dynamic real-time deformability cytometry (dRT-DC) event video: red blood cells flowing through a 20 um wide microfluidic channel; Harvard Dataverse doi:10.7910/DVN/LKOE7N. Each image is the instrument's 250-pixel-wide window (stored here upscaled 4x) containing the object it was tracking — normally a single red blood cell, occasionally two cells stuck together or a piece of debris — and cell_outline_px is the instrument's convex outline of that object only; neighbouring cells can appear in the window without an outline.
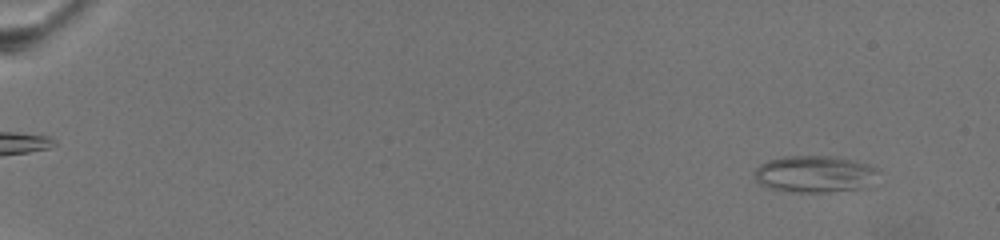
{"species": "common noctule bat (a hibernating species)", "species_latin": "Nyctalus noctula", "temperature_condition": "warm", "stored_images_in_passage": 71, "camera_frame_rate_fps": 3000, "um_per_image_px": 0.085, "animal": {"sex": "female", "body_mass_g": 19.5, "forearm_length_mm": 54.1}, "frame": {"image": 1, "passage_image": 6, "time_ms": 1.667, "image_size_px": [1000, 240], "cell_outline_px": [[880, 168], [868, 188], [824, 192], [796, 192], [768, 188], [760, 184], [756, 180], [756, 168], [760, 164], [768, 160], [784, 156], [828, 156], [856, 160]], "centroid_in_image_um": [69.29, 14.79], "position_along_channel_um": 15.7, "area_um2": 26.7}}
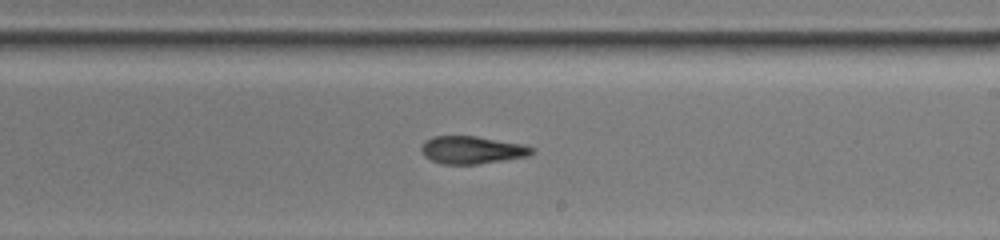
{"frame": {"image": 2, "passage_image": 46, "time_ms": 15.0, "image_size_px": [1000, 240], "cell_outline_px": [[536, 152], [528, 156], [504, 160], [476, 164], [440, 164], [424, 156], [420, 152], [420, 148], [424, 140], [432, 136], [476, 136], [524, 144], [536, 148]], "centroid_in_image_um": [40.12, 12.74], "position_along_channel_um": 248.9, "area_um2": 18.09}}
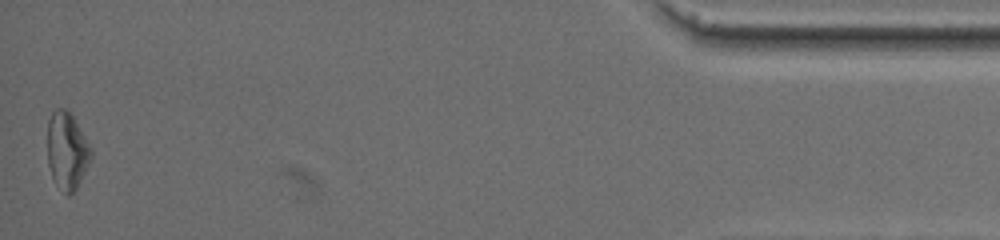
{"frame": {"image": 3, "passage_image": 71, "time_ms": 23.333, "image_size_px": [1000, 240], "cell_outline_px": [[92, 156], [76, 188], [68, 196], [56, 184], [52, 176], [48, 164], [48, 120], [52, 112], [56, 108], [64, 108], [72, 116], [92, 148]], "centroid_in_image_um": [5.68, 12.8], "position_along_channel_um": 429.5, "area_um2": 19.25}, "authors_computed_cell_mechanics": {"area_um2": 19.074, "velocity_mm_per_s": 3.0726, "shape_relaxation_time_tau1_ms": 10.6413, "shape_relaxation_time_tau2_ms": 5.5225, "deformation_change_tau1": 0.2438, "deformation_change_tau2": 0.121}}